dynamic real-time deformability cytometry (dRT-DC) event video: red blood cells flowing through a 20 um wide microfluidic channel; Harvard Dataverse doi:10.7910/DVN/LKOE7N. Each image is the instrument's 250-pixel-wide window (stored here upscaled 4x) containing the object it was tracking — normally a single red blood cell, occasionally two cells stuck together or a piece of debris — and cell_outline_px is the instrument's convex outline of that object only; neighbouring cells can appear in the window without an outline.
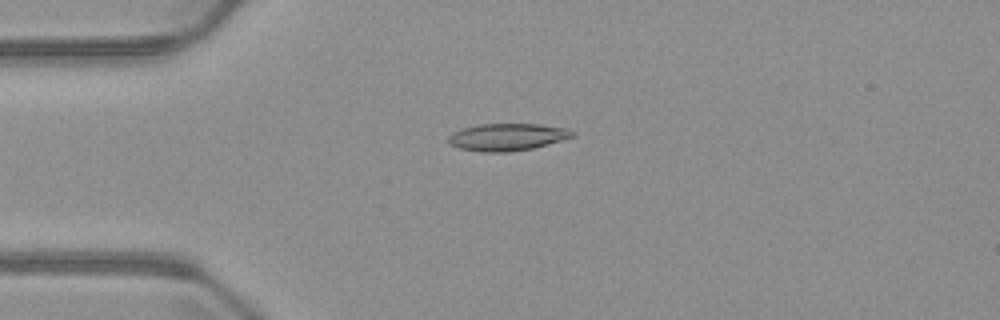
{"species": "common noctule bat (a hibernating species)", "species_latin": "Nyctalus noctula", "temperature_condition": "warm", "stored_images_in_passage": 4, "camera_frame_rate_fps": 3000, "um_per_image_px": 0.085, "animal": {"sex": "male", "body_mass_g": 23.1, "forearm_length_mm": 52.7}, "frame": {"image": 1, "passage_image": 3, "time_ms": 3.333, "image_size_px": [1000, 320], "cell_outline_px": [[576, 136], [548, 144], [532, 148], [508, 152], [480, 152], [460, 148], [448, 144], [448, 136], [452, 132], [464, 128], [480, 124], [540, 124], [568, 128], [576, 132]], "centroid_in_image_um": [43.14, 11.64], "position_along_channel_um": 41.9, "area_um2": 19.83}}
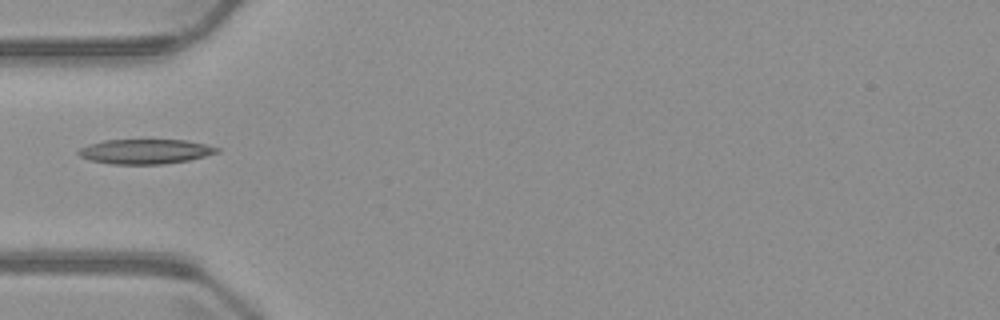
{"frame": {"image": 2, "passage_image": 4, "time_ms": 4.667, "image_size_px": [1000, 320], "cell_outline_px": [[220, 152], [188, 160], [164, 164], [112, 164], [92, 160], [80, 156], [76, 152], [80, 148], [88, 144], [104, 140], [188, 140], [208, 144], [220, 148]], "centroid_in_image_um": [12.38, 12.87], "position_along_channel_um": 72.6, "area_um2": 20.0}}